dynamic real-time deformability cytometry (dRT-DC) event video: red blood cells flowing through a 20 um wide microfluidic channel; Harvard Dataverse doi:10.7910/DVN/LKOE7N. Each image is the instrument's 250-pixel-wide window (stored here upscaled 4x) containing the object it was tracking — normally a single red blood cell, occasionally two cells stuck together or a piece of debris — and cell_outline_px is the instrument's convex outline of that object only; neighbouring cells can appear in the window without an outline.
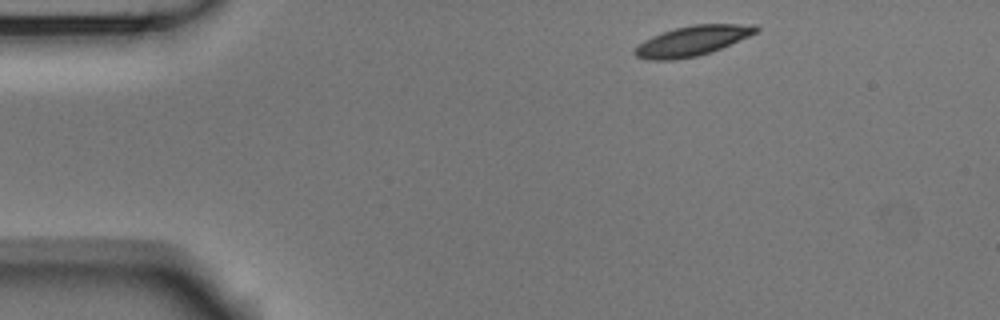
{"species": "Egyptian fruit bat (a non-hibernating species)", "species_latin": "Rousettus aegyptiacus", "temperature_condition": "room temperature", "stored_images_in_passage": 2, "camera_frame_rate_fps": 3000, "um_per_image_px": 0.085, "animal": {"sex": "male"}, "frame": {"image": 1, "passage_image": 1, "time_ms": 0.0, "image_size_px": [1000, 320], "cell_outline_px": [[760, 28], [756, 32], [748, 36], [712, 52], [696, 56], [672, 60], [648, 60], [636, 56], [632, 52], [644, 40], [652, 36], [676, 28], [692, 24], [756, 24]], "centroid_in_image_um": [58.85, 3.47], "position_along_channel_um": 26.2, "area_um2": 20.98}}